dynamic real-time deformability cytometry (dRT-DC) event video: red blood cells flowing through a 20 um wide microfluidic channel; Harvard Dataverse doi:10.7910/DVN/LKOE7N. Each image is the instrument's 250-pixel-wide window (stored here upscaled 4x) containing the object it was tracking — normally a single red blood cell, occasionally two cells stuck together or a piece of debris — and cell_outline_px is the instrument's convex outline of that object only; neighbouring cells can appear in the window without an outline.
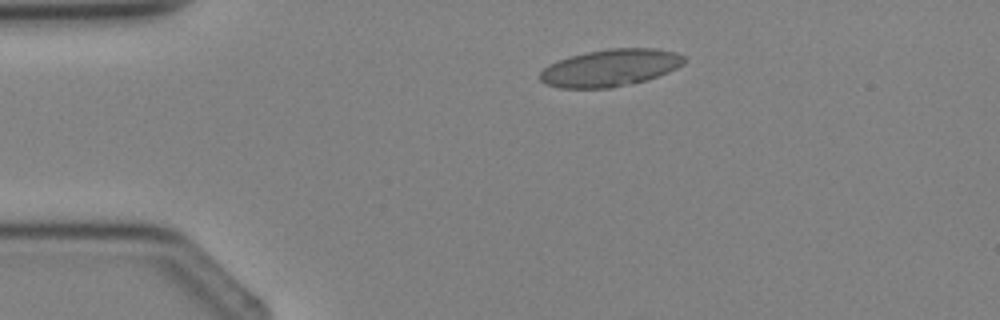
{"species": "Egyptian fruit bat (a non-hibernating species)", "species_latin": "Rousettus aegyptiacus", "temperature_condition": "cold", "stored_images_in_passage": 2, "camera_frame_rate_fps": 3000, "um_per_image_px": 0.085, "animal": {"sex": "female"}, "frame": {"image": 1, "passage_image": 2, "time_ms": 1.0, "image_size_px": [1000, 320], "cell_outline_px": [[684, 64], [668, 72], [644, 80], [608, 88], [560, 88], [544, 84], [540, 80], [540, 72], [548, 64], [556, 60], [588, 52], [608, 48], [656, 48], [676, 52], [684, 56]], "centroid_in_image_um": [51.84, 5.75], "position_along_channel_um": 33.2, "area_um2": 31.04}}